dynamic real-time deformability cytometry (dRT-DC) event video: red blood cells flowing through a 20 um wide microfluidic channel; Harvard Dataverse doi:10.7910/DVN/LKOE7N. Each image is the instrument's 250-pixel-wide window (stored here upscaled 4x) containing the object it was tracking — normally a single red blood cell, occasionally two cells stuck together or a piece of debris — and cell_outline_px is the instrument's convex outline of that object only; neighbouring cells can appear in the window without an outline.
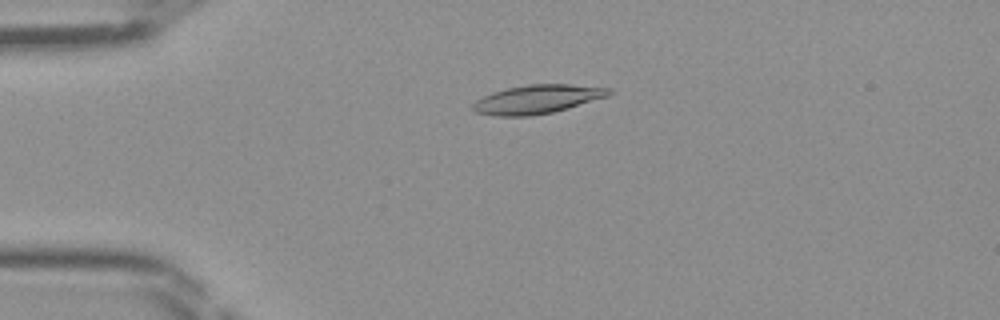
{"species": "Egyptian fruit bat (a non-hibernating species)", "species_latin": "Rousettus aegyptiacus", "temperature_condition": "room temperature", "stored_images_in_passage": 27, "camera_frame_rate_fps": 3000, "um_per_image_px": 0.085, "frame": {"image": 1, "passage_image": 11, "time_ms": 3.333, "image_size_px": [1000, 320], "cell_outline_px": [[612, 92], [608, 96], [568, 108], [552, 112], [532, 116], [492, 116], [476, 112], [472, 108], [472, 104], [476, 100], [492, 92], [504, 88], [528, 84], [572, 84], [612, 88]], "centroid_in_image_um": [45.66, 8.43], "position_along_channel_um": 39.3, "area_um2": 22.95}}
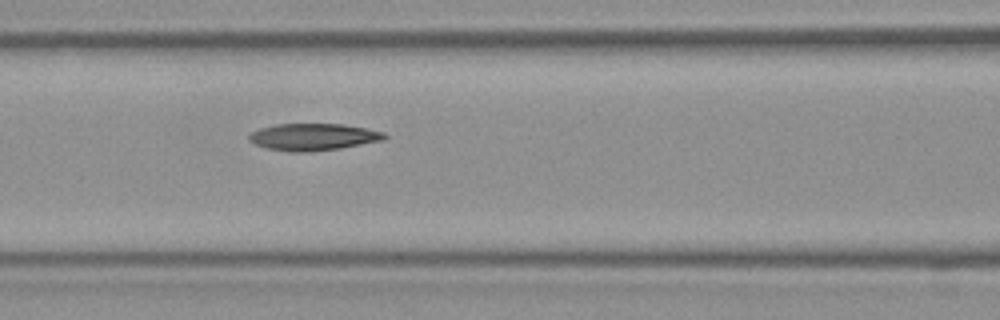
{"frame": {"image": 2, "passage_image": 20, "time_ms": 6.333, "image_size_px": [1000, 320], "cell_outline_px": [[388, 136], [384, 140], [340, 148], [308, 152], [288, 152], [268, 148], [256, 144], [248, 140], [248, 136], [252, 132], [260, 128], [276, 124], [344, 124], [384, 132]], "centroid_in_image_um": [26.63, 11.64], "position_along_channel_um": 140.0, "area_um2": 21.21}}
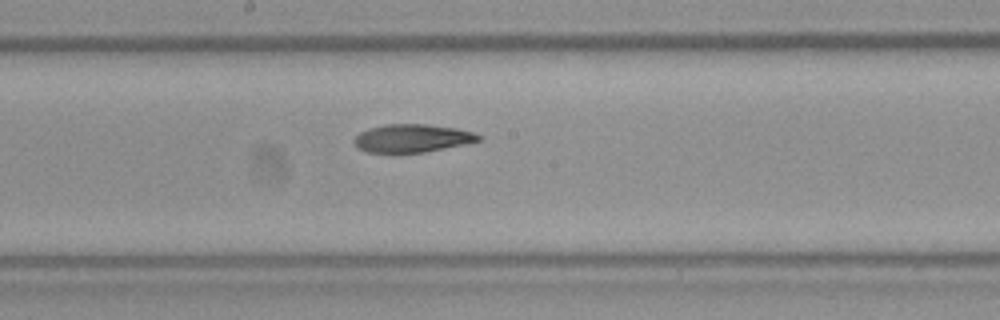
{"frame": {"image": 3, "passage_image": 25, "time_ms": 8.0, "image_size_px": [1000, 320], "cell_outline_px": [[484, 136], [480, 140], [464, 144], [424, 152], [368, 152], [360, 148], [352, 140], [360, 132], [368, 128], [384, 124], [424, 124], [456, 128], [476, 132]], "centroid_in_image_um": [35.07, 11.73], "position_along_channel_um": 213.1, "area_um2": 20.23}}